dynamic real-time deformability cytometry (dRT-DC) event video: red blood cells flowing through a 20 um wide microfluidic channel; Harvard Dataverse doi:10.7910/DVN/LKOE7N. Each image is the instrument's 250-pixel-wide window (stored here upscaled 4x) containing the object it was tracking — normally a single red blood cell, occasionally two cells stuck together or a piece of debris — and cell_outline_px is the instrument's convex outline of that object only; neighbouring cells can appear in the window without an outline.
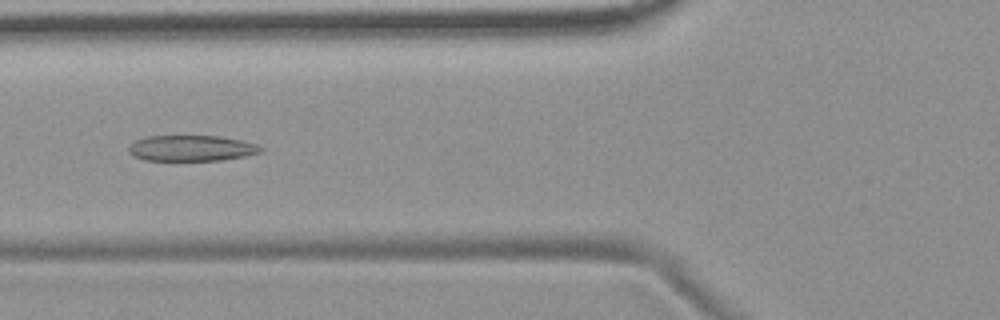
{"species": "common noctule bat (a hibernating species)", "species_latin": "Nyctalus noctula", "temperature_condition": "room temperature", "stored_images_in_passage": 10, "camera_frame_rate_fps": 3000, "um_per_image_px": 0.085, "animal": {"sex": "female", "body_mass_g": 19.9}, "frame": {"image": 1, "passage_image": 6, "time_ms": 6.0, "image_size_px": [1000, 320], "cell_outline_px": [[264, 152], [244, 156], [220, 160], [144, 160], [132, 156], [128, 152], [128, 148], [136, 140], [148, 136], [220, 136], [240, 140], [256, 144], [264, 148]], "centroid_in_image_um": [16.28, 12.6], "position_along_channel_um": 109.5, "area_um2": 19.83}}
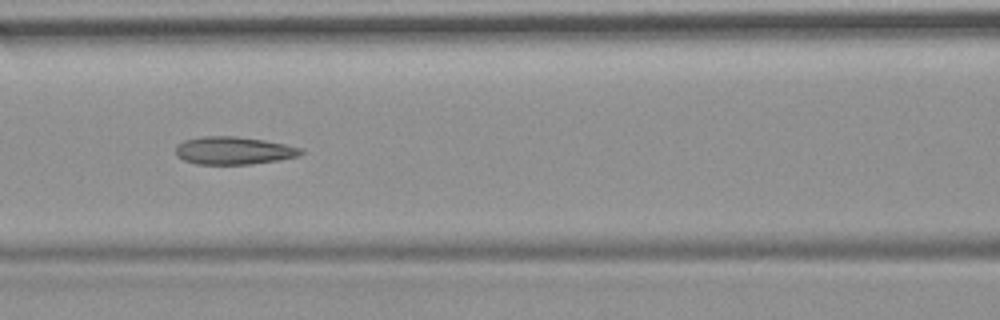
{"frame": {"image": 2, "passage_image": 7, "time_ms": 7.0, "image_size_px": [1000, 320], "cell_outline_px": [[304, 152], [300, 156], [280, 160], [252, 164], [196, 164], [184, 160], [176, 156], [176, 144], [184, 140], [200, 136], [236, 136], [264, 140], [304, 148]], "centroid_in_image_um": [19.87, 12.8], "position_along_channel_um": 146.7, "area_um2": 20.52}}